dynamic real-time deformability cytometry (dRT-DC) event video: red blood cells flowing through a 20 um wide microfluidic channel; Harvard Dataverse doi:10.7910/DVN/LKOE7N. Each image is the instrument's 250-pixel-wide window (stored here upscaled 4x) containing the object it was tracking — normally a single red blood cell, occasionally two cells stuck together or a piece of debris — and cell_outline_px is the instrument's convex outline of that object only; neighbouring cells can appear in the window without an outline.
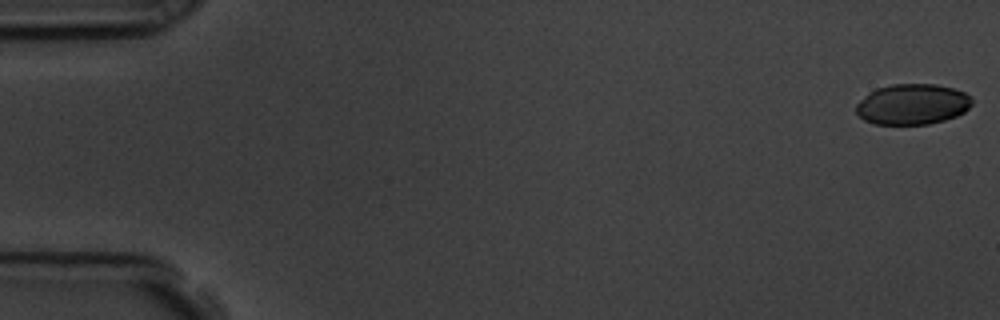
{"species": "common noctule bat (a hibernating species)", "species_latin": "Nyctalus noctula", "temperature_condition": "room temperature", "stored_images_in_passage": 57, "camera_frame_rate_fps": 3000, "um_per_image_px": 0.085, "animal": {"sex": "male", "body_mass_g": 19.5, "forearm_length_mm": 54.6}, "frame": {"image": 1, "passage_image": 1, "time_ms": 0.0, "image_size_px": [1000, 320], "cell_outline_px": [[972, 104], [964, 112], [956, 116], [944, 120], [928, 124], [876, 124], [864, 120], [856, 112], [856, 104], [868, 92], [876, 88], [892, 84], [936, 84], [952, 88], [964, 92], [972, 100]], "centroid_in_image_um": [77.53, 8.86], "position_along_channel_um": 7.5, "area_um2": 27.4}}
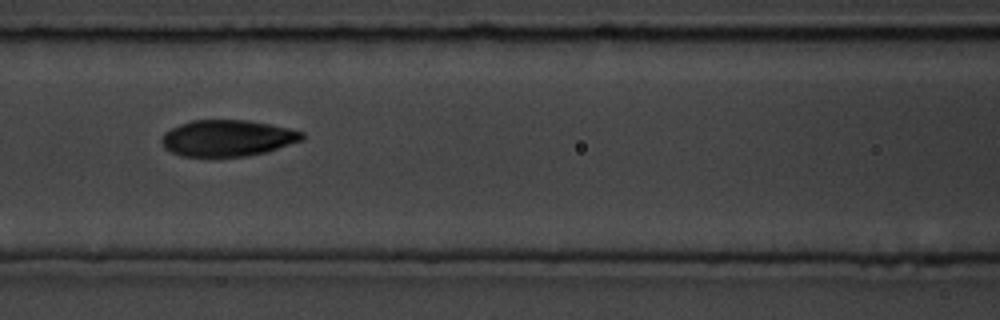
{"frame": {"image": 2, "passage_image": 25, "time_ms": 8.0, "image_size_px": [1000, 320], "cell_outline_px": [[304, 140], [268, 152], [248, 156], [180, 156], [164, 148], [160, 140], [160, 136], [164, 132], [180, 124], [192, 120], [248, 120], [288, 128], [304, 132]], "centroid_in_image_um": [19.34, 11.74], "position_along_channel_um": 147.3, "area_um2": 29.94}}
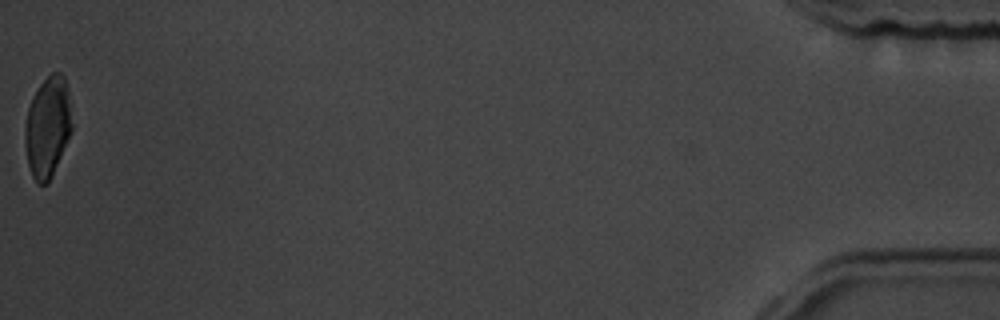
{"frame": {"image": 3, "passage_image": 57, "time_ms": 18.667, "image_size_px": [1000, 320], "cell_outline_px": [[72, 128], [52, 176], [48, 184], [40, 184], [32, 176], [28, 164], [24, 144], [24, 128], [28, 108], [32, 96], [40, 84], [52, 72], [60, 72], [64, 76], [68, 88], [72, 124]], "centroid_in_image_um": [4.03, 10.77], "position_along_channel_um": 431.2, "area_um2": 27.51}, "authors_computed_cell_mechanics": {"area_um2": 29.8826, "velocity_mm_per_s": 3.5952, "shape_relaxation_time_tau1_ms": 4.4456, "shape_relaxation_time_tau2_ms": 2.3102, "deformation_change_tau1": 0.1354, "deformation_change_tau2": 0.0871}}